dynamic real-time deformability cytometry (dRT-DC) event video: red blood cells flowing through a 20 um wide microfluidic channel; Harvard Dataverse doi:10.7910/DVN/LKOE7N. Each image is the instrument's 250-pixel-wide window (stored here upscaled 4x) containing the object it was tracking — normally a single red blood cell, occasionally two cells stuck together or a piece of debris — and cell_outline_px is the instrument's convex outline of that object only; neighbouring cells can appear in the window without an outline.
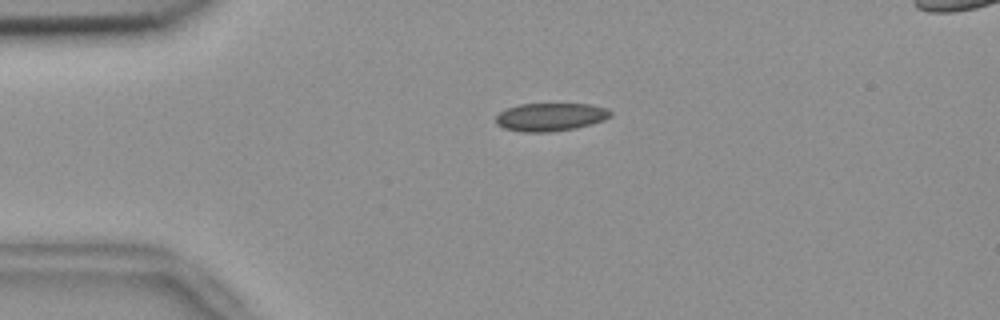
{"species": "common noctule bat (a hibernating species)", "species_latin": "Nyctalus noctula", "temperature_condition": "room temperature", "stored_images_in_passage": 56, "segment_of_instrument_passage": [1, 2], "camera_frame_rate_fps": 3000, "um_per_image_px": 0.085, "animal": {"sex": "female", "body_mass_g": 18.4}, "frame": {"image": 1, "passage_image": 12, "time_ms": 3.667, "image_size_px": [1000, 320], "cell_outline_px": [[612, 116], [604, 120], [592, 124], [576, 128], [548, 132], [524, 132], [504, 128], [496, 124], [496, 116], [500, 112], [508, 108], [520, 104], [592, 104], [608, 108], [612, 112]], "centroid_in_image_um": [46.83, 9.94], "position_along_channel_um": 38.2, "area_um2": 18.84}}
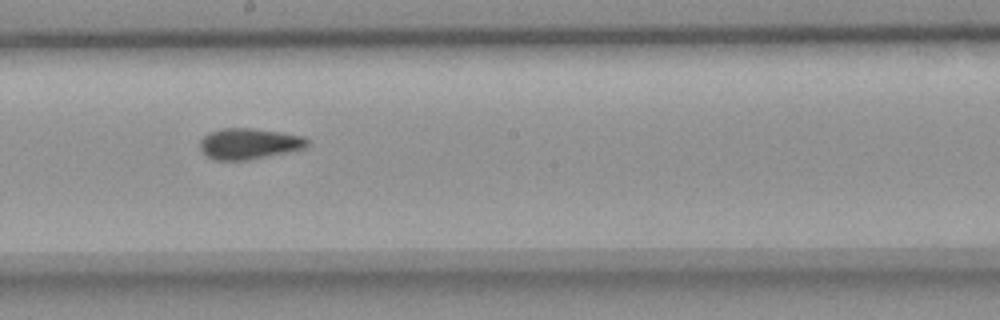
{"frame": {"image": 2, "passage_image": 30, "time_ms": 9.667, "image_size_px": [1000, 320], "cell_outline_px": [[308, 144], [304, 148], [248, 160], [212, 160], [200, 148], [200, 140], [204, 136], [212, 132], [224, 128], [252, 128], [280, 132], [304, 136], [308, 140]], "centroid_in_image_um": [21.16, 12.21], "position_along_channel_um": 227.0, "area_um2": 19.07}}
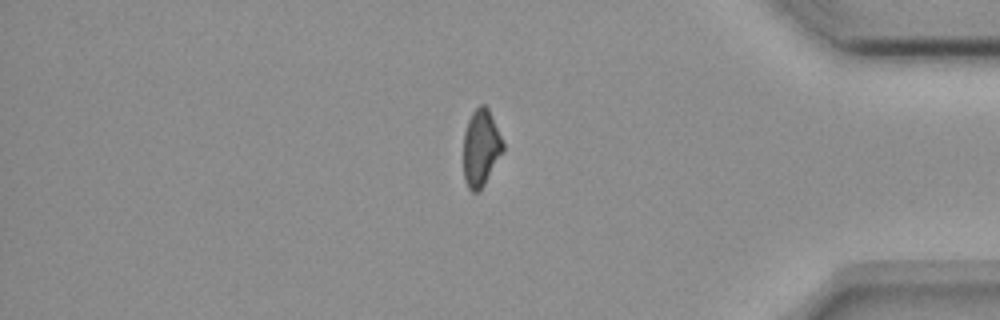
{"frame": {"image": 3, "passage_image": 46, "time_ms": 15.0, "image_size_px": [1000, 320], "cell_outline_px": [[504, 148], [480, 192], [472, 192], [468, 188], [464, 180], [464, 132], [468, 120], [472, 112], [480, 104], [484, 104], [488, 108], [504, 144]], "centroid_in_image_um": [40.86, 12.58], "position_along_channel_um": 394.3, "area_um2": 17.51}}